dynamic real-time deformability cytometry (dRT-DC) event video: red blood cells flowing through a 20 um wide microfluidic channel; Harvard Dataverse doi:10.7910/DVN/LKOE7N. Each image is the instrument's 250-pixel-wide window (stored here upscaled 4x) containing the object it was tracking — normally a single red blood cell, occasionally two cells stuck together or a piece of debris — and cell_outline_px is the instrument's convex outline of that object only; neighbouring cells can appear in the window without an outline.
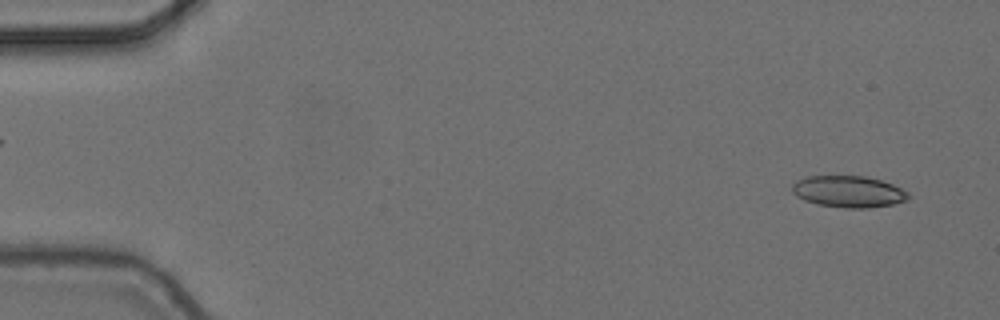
{"species": "common noctule bat (a hibernating species)", "species_latin": "Nyctalus noctula", "temperature_condition": "cold", "stored_images_in_passage": 4, "segment_of_instrument_passage": [2, 2], "camera_frame_rate_fps": 3000, "um_per_image_px": 0.085, "animal": {"sex": "female", "body_mass_g": 24.6, "forearm_length_mm": 56.2}, "frame": {"image": 1, "passage_image": 4, "time_ms": 1.0, "image_size_px": [1000, 320], "cell_outline_px": [[912, 196], [908, 200], [892, 204], [868, 208], [844, 208], [820, 204], [804, 200], [796, 196], [792, 192], [792, 184], [796, 180], [804, 176], [864, 176], [880, 180], [892, 184], [908, 192]], "centroid_in_image_um": [72.12, 16.28], "position_along_channel_um": 12.9, "area_um2": 21.44}}